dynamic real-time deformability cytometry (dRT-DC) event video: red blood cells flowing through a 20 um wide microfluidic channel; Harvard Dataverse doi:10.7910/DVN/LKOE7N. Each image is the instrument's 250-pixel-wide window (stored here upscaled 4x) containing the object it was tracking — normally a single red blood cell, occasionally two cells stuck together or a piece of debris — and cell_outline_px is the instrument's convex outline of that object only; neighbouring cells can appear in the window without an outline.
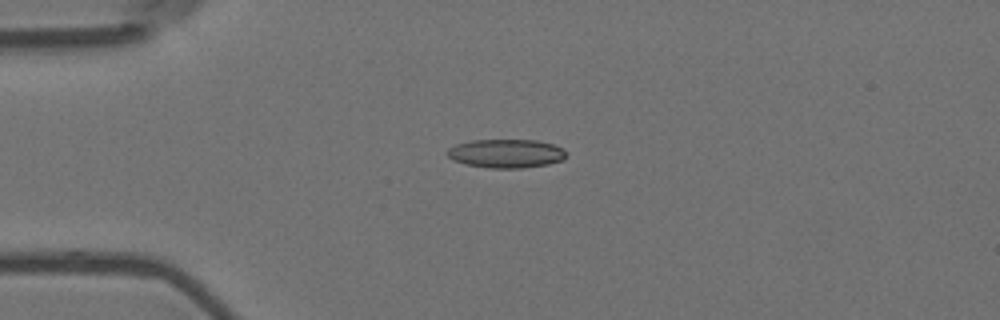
{"species": "Egyptian fruit bat (a non-hibernating species)", "species_latin": "Rousettus aegyptiacus", "temperature_condition": "room temperature", "stored_images_in_passage": 5, "camera_frame_rate_fps": 3000, "um_per_image_px": 0.085, "animal": {"sex": "female"}, "frame": {"image": 1, "passage_image": 4, "time_ms": 1.0, "image_size_px": [1000, 320], "cell_outline_px": [[564, 160], [548, 164], [524, 168], [488, 168], [464, 164], [452, 160], [444, 152], [448, 148], [456, 144], [472, 140], [536, 140], [552, 144], [564, 148]], "centroid_in_image_um": [42.98, 13.05], "position_along_channel_um": 42.0, "area_um2": 20.06}}